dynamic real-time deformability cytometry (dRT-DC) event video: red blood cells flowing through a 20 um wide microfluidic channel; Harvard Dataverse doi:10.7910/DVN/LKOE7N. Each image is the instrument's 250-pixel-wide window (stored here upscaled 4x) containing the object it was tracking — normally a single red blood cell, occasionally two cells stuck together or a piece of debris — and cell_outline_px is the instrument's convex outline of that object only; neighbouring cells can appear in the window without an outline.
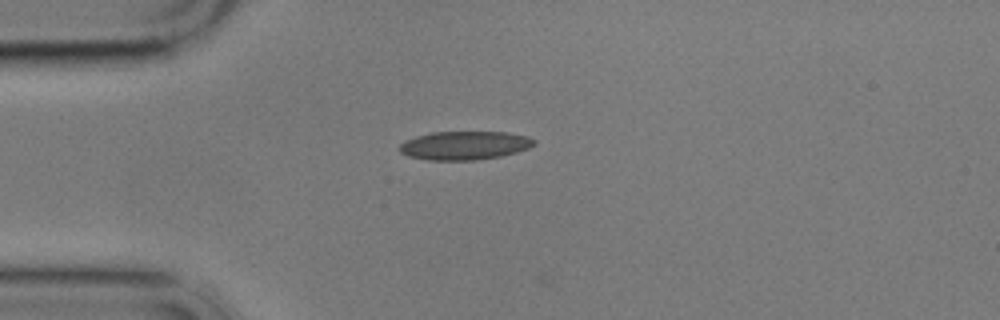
{"species": "common noctule bat (a hibernating species)", "species_latin": "Nyctalus noctula", "temperature_condition": "cold", "stored_images_in_passage": 8, "camera_frame_rate_fps": 3000, "um_per_image_px": 0.085, "animal": {"sex": "male", "body_mass_g": 17.9}, "frame": {"image": 1, "passage_image": 3, "time_ms": 2.333, "image_size_px": [1000, 320], "cell_outline_px": [[536, 144], [528, 148], [516, 152], [500, 156], [476, 160], [428, 160], [408, 156], [400, 152], [400, 144], [404, 140], [416, 136], [432, 132], [508, 132], [528, 136], [536, 140]], "centroid_in_image_um": [39.5, 12.36], "position_along_channel_um": 45.5, "area_um2": 22.48}}
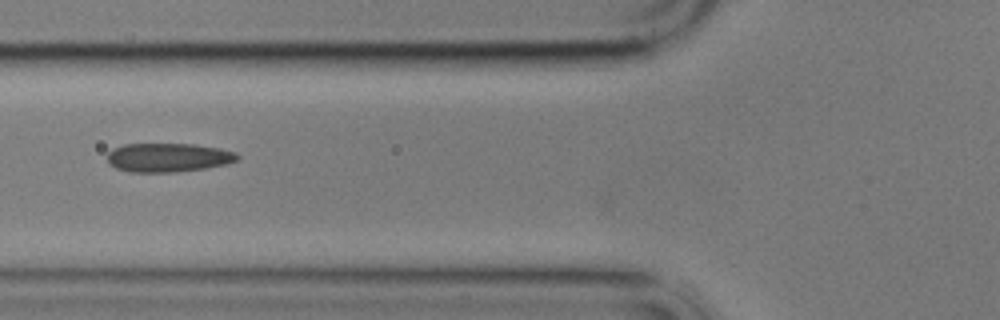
{"frame": {"image": 2, "passage_image": 5, "time_ms": 4.667, "image_size_px": [1000, 320], "cell_outline_px": [[240, 156], [236, 160], [228, 164], [204, 168], [176, 172], [128, 172], [116, 168], [108, 164], [108, 152], [112, 148], [124, 144], [192, 144], [220, 148], [236, 152]], "centroid_in_image_um": [14.28, 13.39], "position_along_channel_um": 111.5, "area_um2": 22.02}}
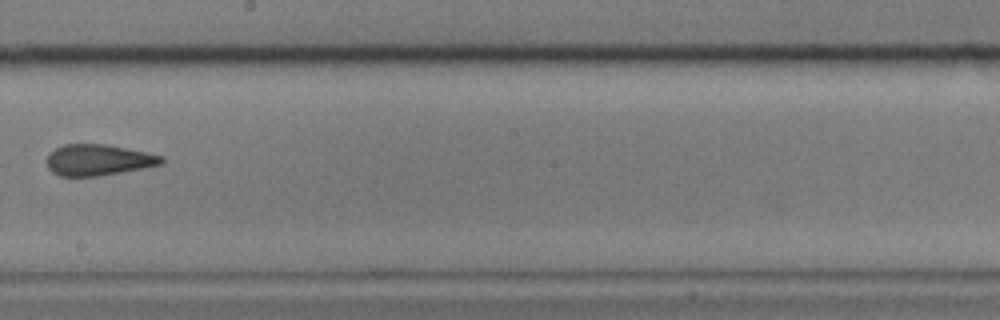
{"frame": {"image": 3, "passage_image": 8, "time_ms": 8.333, "image_size_px": [1000, 320], "cell_outline_px": [[164, 164], [100, 176], [60, 176], [52, 172], [48, 168], [48, 152], [64, 144], [108, 144], [164, 156]], "centroid_in_image_um": [8.37, 13.59], "position_along_channel_um": 239.8, "area_um2": 20.87}}